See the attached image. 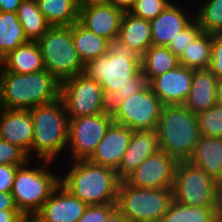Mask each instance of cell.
Returning a JSON list of instances; mask_svg holds the SVG:
<instances>
[{
	"label": "cell",
	"instance_id": "obj_4",
	"mask_svg": "<svg viewBox=\"0 0 222 222\" xmlns=\"http://www.w3.org/2000/svg\"><path fill=\"white\" fill-rule=\"evenodd\" d=\"M159 148L179 161H188L200 137L197 114L184 105H165L156 129Z\"/></svg>",
	"mask_w": 222,
	"mask_h": 222
},
{
	"label": "cell",
	"instance_id": "obj_24",
	"mask_svg": "<svg viewBox=\"0 0 222 222\" xmlns=\"http://www.w3.org/2000/svg\"><path fill=\"white\" fill-rule=\"evenodd\" d=\"M118 38L124 41L135 54L141 57L152 45L150 21L125 11Z\"/></svg>",
	"mask_w": 222,
	"mask_h": 222
},
{
	"label": "cell",
	"instance_id": "obj_38",
	"mask_svg": "<svg viewBox=\"0 0 222 222\" xmlns=\"http://www.w3.org/2000/svg\"><path fill=\"white\" fill-rule=\"evenodd\" d=\"M208 69L222 79V33L212 34V52Z\"/></svg>",
	"mask_w": 222,
	"mask_h": 222
},
{
	"label": "cell",
	"instance_id": "obj_17",
	"mask_svg": "<svg viewBox=\"0 0 222 222\" xmlns=\"http://www.w3.org/2000/svg\"><path fill=\"white\" fill-rule=\"evenodd\" d=\"M132 133V129L113 121L88 161L117 170Z\"/></svg>",
	"mask_w": 222,
	"mask_h": 222
},
{
	"label": "cell",
	"instance_id": "obj_35",
	"mask_svg": "<svg viewBox=\"0 0 222 222\" xmlns=\"http://www.w3.org/2000/svg\"><path fill=\"white\" fill-rule=\"evenodd\" d=\"M193 21L184 28L175 39H172L167 45L168 49L179 58L188 44L194 40L201 32L202 28L195 19V15L192 17Z\"/></svg>",
	"mask_w": 222,
	"mask_h": 222
},
{
	"label": "cell",
	"instance_id": "obj_47",
	"mask_svg": "<svg viewBox=\"0 0 222 222\" xmlns=\"http://www.w3.org/2000/svg\"><path fill=\"white\" fill-rule=\"evenodd\" d=\"M217 96L218 103L222 104V79H218L217 81Z\"/></svg>",
	"mask_w": 222,
	"mask_h": 222
},
{
	"label": "cell",
	"instance_id": "obj_29",
	"mask_svg": "<svg viewBox=\"0 0 222 222\" xmlns=\"http://www.w3.org/2000/svg\"><path fill=\"white\" fill-rule=\"evenodd\" d=\"M27 42L17 12H0V61Z\"/></svg>",
	"mask_w": 222,
	"mask_h": 222
},
{
	"label": "cell",
	"instance_id": "obj_25",
	"mask_svg": "<svg viewBox=\"0 0 222 222\" xmlns=\"http://www.w3.org/2000/svg\"><path fill=\"white\" fill-rule=\"evenodd\" d=\"M72 39L84 65L108 51L109 40L89 31L78 21L72 24Z\"/></svg>",
	"mask_w": 222,
	"mask_h": 222
},
{
	"label": "cell",
	"instance_id": "obj_15",
	"mask_svg": "<svg viewBox=\"0 0 222 222\" xmlns=\"http://www.w3.org/2000/svg\"><path fill=\"white\" fill-rule=\"evenodd\" d=\"M193 69L177 67L154 77L148 84L163 105H184L192 84Z\"/></svg>",
	"mask_w": 222,
	"mask_h": 222
},
{
	"label": "cell",
	"instance_id": "obj_42",
	"mask_svg": "<svg viewBox=\"0 0 222 222\" xmlns=\"http://www.w3.org/2000/svg\"><path fill=\"white\" fill-rule=\"evenodd\" d=\"M22 0H0V12H17Z\"/></svg>",
	"mask_w": 222,
	"mask_h": 222
},
{
	"label": "cell",
	"instance_id": "obj_37",
	"mask_svg": "<svg viewBox=\"0 0 222 222\" xmlns=\"http://www.w3.org/2000/svg\"><path fill=\"white\" fill-rule=\"evenodd\" d=\"M116 204L88 205L78 222H106Z\"/></svg>",
	"mask_w": 222,
	"mask_h": 222
},
{
	"label": "cell",
	"instance_id": "obj_20",
	"mask_svg": "<svg viewBox=\"0 0 222 222\" xmlns=\"http://www.w3.org/2000/svg\"><path fill=\"white\" fill-rule=\"evenodd\" d=\"M192 21L182 8L171 2L163 12L150 21L152 45L167 46Z\"/></svg>",
	"mask_w": 222,
	"mask_h": 222
},
{
	"label": "cell",
	"instance_id": "obj_8",
	"mask_svg": "<svg viewBox=\"0 0 222 222\" xmlns=\"http://www.w3.org/2000/svg\"><path fill=\"white\" fill-rule=\"evenodd\" d=\"M174 200L172 188L143 189L120 182L116 206L129 222H159Z\"/></svg>",
	"mask_w": 222,
	"mask_h": 222
},
{
	"label": "cell",
	"instance_id": "obj_11",
	"mask_svg": "<svg viewBox=\"0 0 222 222\" xmlns=\"http://www.w3.org/2000/svg\"><path fill=\"white\" fill-rule=\"evenodd\" d=\"M163 106L148 84L142 91L118 103L110 112L114 122L133 131H152L157 129Z\"/></svg>",
	"mask_w": 222,
	"mask_h": 222
},
{
	"label": "cell",
	"instance_id": "obj_33",
	"mask_svg": "<svg viewBox=\"0 0 222 222\" xmlns=\"http://www.w3.org/2000/svg\"><path fill=\"white\" fill-rule=\"evenodd\" d=\"M200 136L222 137V104L197 114Z\"/></svg>",
	"mask_w": 222,
	"mask_h": 222
},
{
	"label": "cell",
	"instance_id": "obj_28",
	"mask_svg": "<svg viewBox=\"0 0 222 222\" xmlns=\"http://www.w3.org/2000/svg\"><path fill=\"white\" fill-rule=\"evenodd\" d=\"M212 52V34L202 31L178 58L180 65L193 69H208Z\"/></svg>",
	"mask_w": 222,
	"mask_h": 222
},
{
	"label": "cell",
	"instance_id": "obj_39",
	"mask_svg": "<svg viewBox=\"0 0 222 222\" xmlns=\"http://www.w3.org/2000/svg\"><path fill=\"white\" fill-rule=\"evenodd\" d=\"M18 167L0 164V193L11 192Z\"/></svg>",
	"mask_w": 222,
	"mask_h": 222
},
{
	"label": "cell",
	"instance_id": "obj_30",
	"mask_svg": "<svg viewBox=\"0 0 222 222\" xmlns=\"http://www.w3.org/2000/svg\"><path fill=\"white\" fill-rule=\"evenodd\" d=\"M17 14L28 41H38L51 27L36 0H22Z\"/></svg>",
	"mask_w": 222,
	"mask_h": 222
},
{
	"label": "cell",
	"instance_id": "obj_31",
	"mask_svg": "<svg viewBox=\"0 0 222 222\" xmlns=\"http://www.w3.org/2000/svg\"><path fill=\"white\" fill-rule=\"evenodd\" d=\"M159 222H221L217 207H192L173 200Z\"/></svg>",
	"mask_w": 222,
	"mask_h": 222
},
{
	"label": "cell",
	"instance_id": "obj_36",
	"mask_svg": "<svg viewBox=\"0 0 222 222\" xmlns=\"http://www.w3.org/2000/svg\"><path fill=\"white\" fill-rule=\"evenodd\" d=\"M28 159V154L22 148L0 138V164L23 166Z\"/></svg>",
	"mask_w": 222,
	"mask_h": 222
},
{
	"label": "cell",
	"instance_id": "obj_26",
	"mask_svg": "<svg viewBox=\"0 0 222 222\" xmlns=\"http://www.w3.org/2000/svg\"><path fill=\"white\" fill-rule=\"evenodd\" d=\"M51 26H71L78 21L79 0H36Z\"/></svg>",
	"mask_w": 222,
	"mask_h": 222
},
{
	"label": "cell",
	"instance_id": "obj_43",
	"mask_svg": "<svg viewBox=\"0 0 222 222\" xmlns=\"http://www.w3.org/2000/svg\"><path fill=\"white\" fill-rule=\"evenodd\" d=\"M217 213L222 222V177L216 181Z\"/></svg>",
	"mask_w": 222,
	"mask_h": 222
},
{
	"label": "cell",
	"instance_id": "obj_13",
	"mask_svg": "<svg viewBox=\"0 0 222 222\" xmlns=\"http://www.w3.org/2000/svg\"><path fill=\"white\" fill-rule=\"evenodd\" d=\"M178 161L163 150L147 157L125 181L143 189L173 188Z\"/></svg>",
	"mask_w": 222,
	"mask_h": 222
},
{
	"label": "cell",
	"instance_id": "obj_21",
	"mask_svg": "<svg viewBox=\"0 0 222 222\" xmlns=\"http://www.w3.org/2000/svg\"><path fill=\"white\" fill-rule=\"evenodd\" d=\"M218 78L209 69L193 70L191 90L184 106L199 114L218 103Z\"/></svg>",
	"mask_w": 222,
	"mask_h": 222
},
{
	"label": "cell",
	"instance_id": "obj_18",
	"mask_svg": "<svg viewBox=\"0 0 222 222\" xmlns=\"http://www.w3.org/2000/svg\"><path fill=\"white\" fill-rule=\"evenodd\" d=\"M0 138L22 148L29 156L33 146V121L29 110L0 108Z\"/></svg>",
	"mask_w": 222,
	"mask_h": 222
},
{
	"label": "cell",
	"instance_id": "obj_41",
	"mask_svg": "<svg viewBox=\"0 0 222 222\" xmlns=\"http://www.w3.org/2000/svg\"><path fill=\"white\" fill-rule=\"evenodd\" d=\"M22 217L18 210H0V222H20Z\"/></svg>",
	"mask_w": 222,
	"mask_h": 222
},
{
	"label": "cell",
	"instance_id": "obj_23",
	"mask_svg": "<svg viewBox=\"0 0 222 222\" xmlns=\"http://www.w3.org/2000/svg\"><path fill=\"white\" fill-rule=\"evenodd\" d=\"M7 72L30 74L45 70L41 49L37 41H28L11 51L0 61Z\"/></svg>",
	"mask_w": 222,
	"mask_h": 222
},
{
	"label": "cell",
	"instance_id": "obj_46",
	"mask_svg": "<svg viewBox=\"0 0 222 222\" xmlns=\"http://www.w3.org/2000/svg\"><path fill=\"white\" fill-rule=\"evenodd\" d=\"M21 222H42V221L35 215H23Z\"/></svg>",
	"mask_w": 222,
	"mask_h": 222
},
{
	"label": "cell",
	"instance_id": "obj_6",
	"mask_svg": "<svg viewBox=\"0 0 222 222\" xmlns=\"http://www.w3.org/2000/svg\"><path fill=\"white\" fill-rule=\"evenodd\" d=\"M45 70L60 83L83 74L85 65L78 56L71 26H51L37 41Z\"/></svg>",
	"mask_w": 222,
	"mask_h": 222
},
{
	"label": "cell",
	"instance_id": "obj_48",
	"mask_svg": "<svg viewBox=\"0 0 222 222\" xmlns=\"http://www.w3.org/2000/svg\"><path fill=\"white\" fill-rule=\"evenodd\" d=\"M110 0H79V4L109 3Z\"/></svg>",
	"mask_w": 222,
	"mask_h": 222
},
{
	"label": "cell",
	"instance_id": "obj_19",
	"mask_svg": "<svg viewBox=\"0 0 222 222\" xmlns=\"http://www.w3.org/2000/svg\"><path fill=\"white\" fill-rule=\"evenodd\" d=\"M159 149L156 130L133 131L129 145L116 170L119 179L124 181L147 157Z\"/></svg>",
	"mask_w": 222,
	"mask_h": 222
},
{
	"label": "cell",
	"instance_id": "obj_14",
	"mask_svg": "<svg viewBox=\"0 0 222 222\" xmlns=\"http://www.w3.org/2000/svg\"><path fill=\"white\" fill-rule=\"evenodd\" d=\"M125 11L110 3L79 4L78 22L89 31L109 41L119 35Z\"/></svg>",
	"mask_w": 222,
	"mask_h": 222
},
{
	"label": "cell",
	"instance_id": "obj_2",
	"mask_svg": "<svg viewBox=\"0 0 222 222\" xmlns=\"http://www.w3.org/2000/svg\"><path fill=\"white\" fill-rule=\"evenodd\" d=\"M61 83L47 70L30 74L0 67V108L30 110L60 98Z\"/></svg>",
	"mask_w": 222,
	"mask_h": 222
},
{
	"label": "cell",
	"instance_id": "obj_27",
	"mask_svg": "<svg viewBox=\"0 0 222 222\" xmlns=\"http://www.w3.org/2000/svg\"><path fill=\"white\" fill-rule=\"evenodd\" d=\"M179 65L178 58L167 46L151 45L141 56L142 73L149 83L154 77L164 74Z\"/></svg>",
	"mask_w": 222,
	"mask_h": 222
},
{
	"label": "cell",
	"instance_id": "obj_9",
	"mask_svg": "<svg viewBox=\"0 0 222 222\" xmlns=\"http://www.w3.org/2000/svg\"><path fill=\"white\" fill-rule=\"evenodd\" d=\"M174 200L192 207H217L216 181L189 161H179L173 184Z\"/></svg>",
	"mask_w": 222,
	"mask_h": 222
},
{
	"label": "cell",
	"instance_id": "obj_10",
	"mask_svg": "<svg viewBox=\"0 0 222 222\" xmlns=\"http://www.w3.org/2000/svg\"><path fill=\"white\" fill-rule=\"evenodd\" d=\"M60 99L63 101L69 118H79L110 111L101 84L85 73L65 80L60 86Z\"/></svg>",
	"mask_w": 222,
	"mask_h": 222
},
{
	"label": "cell",
	"instance_id": "obj_12",
	"mask_svg": "<svg viewBox=\"0 0 222 222\" xmlns=\"http://www.w3.org/2000/svg\"><path fill=\"white\" fill-rule=\"evenodd\" d=\"M112 122L110 111L69 118L67 148L71 146L72 159L75 161L88 160Z\"/></svg>",
	"mask_w": 222,
	"mask_h": 222
},
{
	"label": "cell",
	"instance_id": "obj_7",
	"mask_svg": "<svg viewBox=\"0 0 222 222\" xmlns=\"http://www.w3.org/2000/svg\"><path fill=\"white\" fill-rule=\"evenodd\" d=\"M42 162L41 167L29 168L25 164L17 168L11 193L18 211L23 215H35L60 184V176L52 174L46 166L51 161Z\"/></svg>",
	"mask_w": 222,
	"mask_h": 222
},
{
	"label": "cell",
	"instance_id": "obj_32",
	"mask_svg": "<svg viewBox=\"0 0 222 222\" xmlns=\"http://www.w3.org/2000/svg\"><path fill=\"white\" fill-rule=\"evenodd\" d=\"M195 19L207 33H222V0H207L198 9Z\"/></svg>",
	"mask_w": 222,
	"mask_h": 222
},
{
	"label": "cell",
	"instance_id": "obj_22",
	"mask_svg": "<svg viewBox=\"0 0 222 222\" xmlns=\"http://www.w3.org/2000/svg\"><path fill=\"white\" fill-rule=\"evenodd\" d=\"M188 161L217 181L222 177V137L200 136Z\"/></svg>",
	"mask_w": 222,
	"mask_h": 222
},
{
	"label": "cell",
	"instance_id": "obj_5",
	"mask_svg": "<svg viewBox=\"0 0 222 222\" xmlns=\"http://www.w3.org/2000/svg\"><path fill=\"white\" fill-rule=\"evenodd\" d=\"M33 121V146L38 159L54 161L67 147L69 117L63 101L58 100L29 110Z\"/></svg>",
	"mask_w": 222,
	"mask_h": 222
},
{
	"label": "cell",
	"instance_id": "obj_44",
	"mask_svg": "<svg viewBox=\"0 0 222 222\" xmlns=\"http://www.w3.org/2000/svg\"><path fill=\"white\" fill-rule=\"evenodd\" d=\"M135 0H110L109 3L114 7L120 8L124 11H129L133 6Z\"/></svg>",
	"mask_w": 222,
	"mask_h": 222
},
{
	"label": "cell",
	"instance_id": "obj_16",
	"mask_svg": "<svg viewBox=\"0 0 222 222\" xmlns=\"http://www.w3.org/2000/svg\"><path fill=\"white\" fill-rule=\"evenodd\" d=\"M88 205L59 184L35 214L42 222H78Z\"/></svg>",
	"mask_w": 222,
	"mask_h": 222
},
{
	"label": "cell",
	"instance_id": "obj_3",
	"mask_svg": "<svg viewBox=\"0 0 222 222\" xmlns=\"http://www.w3.org/2000/svg\"><path fill=\"white\" fill-rule=\"evenodd\" d=\"M72 164L64 178L60 176L61 185L87 205L116 204L121 182L116 170L88 160Z\"/></svg>",
	"mask_w": 222,
	"mask_h": 222
},
{
	"label": "cell",
	"instance_id": "obj_1",
	"mask_svg": "<svg viewBox=\"0 0 222 222\" xmlns=\"http://www.w3.org/2000/svg\"><path fill=\"white\" fill-rule=\"evenodd\" d=\"M84 73L101 84L110 111L148 85L142 73L141 57L118 37L109 41L106 54L85 65Z\"/></svg>",
	"mask_w": 222,
	"mask_h": 222
},
{
	"label": "cell",
	"instance_id": "obj_34",
	"mask_svg": "<svg viewBox=\"0 0 222 222\" xmlns=\"http://www.w3.org/2000/svg\"><path fill=\"white\" fill-rule=\"evenodd\" d=\"M171 0H135L129 13L147 21H152L171 3Z\"/></svg>",
	"mask_w": 222,
	"mask_h": 222
},
{
	"label": "cell",
	"instance_id": "obj_45",
	"mask_svg": "<svg viewBox=\"0 0 222 222\" xmlns=\"http://www.w3.org/2000/svg\"><path fill=\"white\" fill-rule=\"evenodd\" d=\"M106 222H129V220L116 208L107 218Z\"/></svg>",
	"mask_w": 222,
	"mask_h": 222
},
{
	"label": "cell",
	"instance_id": "obj_40",
	"mask_svg": "<svg viewBox=\"0 0 222 222\" xmlns=\"http://www.w3.org/2000/svg\"><path fill=\"white\" fill-rule=\"evenodd\" d=\"M0 210H18L11 192L0 193Z\"/></svg>",
	"mask_w": 222,
	"mask_h": 222
}]
</instances>
